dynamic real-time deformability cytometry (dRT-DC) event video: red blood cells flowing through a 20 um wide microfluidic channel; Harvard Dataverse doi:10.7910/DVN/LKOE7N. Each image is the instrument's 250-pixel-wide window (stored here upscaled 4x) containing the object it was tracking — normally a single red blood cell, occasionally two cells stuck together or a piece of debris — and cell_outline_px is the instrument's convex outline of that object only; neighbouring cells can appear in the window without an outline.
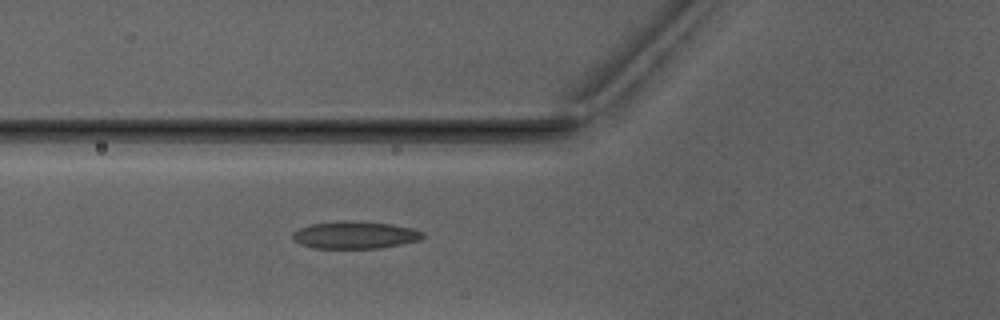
{"species": "Egyptian fruit bat (a non-hibernating species)", "species_latin": "Rousettus aegyptiacus", "temperature_condition": "warm", "stored_images_in_passage": 3, "camera_frame_rate_fps": 3000, "um_per_image_px": 0.085, "animal": {"sex": "male"}, "frame": {"image": 1, "passage_image": 3, "time_ms": 2.667, "image_size_px": [1000, 320], "cell_outline_px": [[424, 236], [420, 240], [380, 248], [312, 248], [300, 244], [292, 236], [292, 232], [300, 228], [312, 224], [344, 220], [352, 220], [392, 224], [412, 228], [424, 232]], "centroid_in_image_um": [30.18, 19.97], "position_along_channel_um": 95.6, "area_um2": 20.75}}